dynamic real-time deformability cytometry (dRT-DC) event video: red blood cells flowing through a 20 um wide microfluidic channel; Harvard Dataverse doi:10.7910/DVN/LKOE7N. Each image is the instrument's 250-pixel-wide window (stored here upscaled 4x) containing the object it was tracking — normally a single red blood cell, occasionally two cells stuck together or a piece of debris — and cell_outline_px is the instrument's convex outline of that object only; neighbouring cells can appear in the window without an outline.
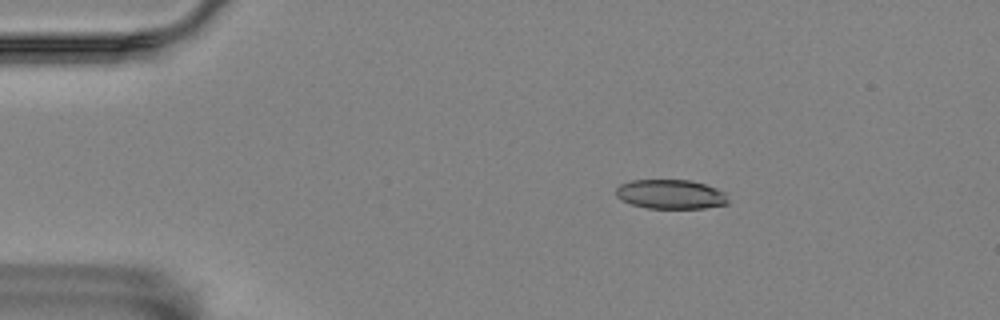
{"species": "Egyptian fruit bat (a non-hibernating species)", "species_latin": "Rousettus aegyptiacus", "temperature_condition": "room temperature", "stored_images_in_passage": 4, "camera_frame_rate_fps": 3000, "um_per_image_px": 0.085, "animal": {"sex": "female"}, "frame": {"image": 1, "passage_image": 2, "time_ms": 0.333, "image_size_px": [1000, 320], "cell_outline_px": [[728, 204], [704, 208], [648, 208], [632, 204], [616, 196], [616, 188], [620, 184], [632, 180], [688, 180], [704, 184], [716, 188], [724, 192], [728, 200]], "centroid_in_image_um": [57.01, 16.51], "position_along_channel_um": 28.0, "area_um2": 19.02}}